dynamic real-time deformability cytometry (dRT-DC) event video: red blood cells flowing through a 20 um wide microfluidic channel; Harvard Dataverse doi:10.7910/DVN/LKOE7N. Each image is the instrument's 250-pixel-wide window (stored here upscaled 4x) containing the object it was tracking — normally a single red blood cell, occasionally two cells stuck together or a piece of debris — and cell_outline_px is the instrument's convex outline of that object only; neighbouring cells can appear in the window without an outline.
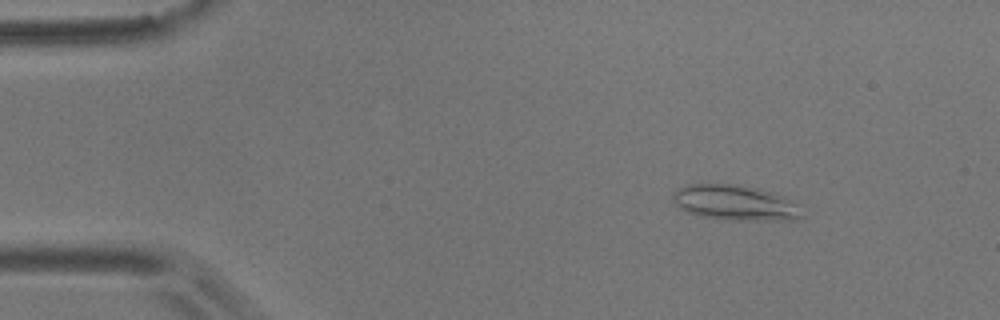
{"species": "common noctule bat (a hibernating species)", "species_latin": "Nyctalus noctula", "temperature_condition": "room temperature", "stored_images_in_passage": 14, "camera_frame_rate_fps": 3000, "um_per_image_px": 0.085, "animal": {"sex": "male", "body_mass_g": 17.9}, "frame": {"image": 1, "passage_image": 2, "time_ms": 0.333, "image_size_px": [1000, 320], "cell_outline_px": [[804, 216], [796, 220], [724, 220], [700, 216], [688, 212], [680, 208], [676, 204], [672, 196], [672, 192], [676, 188], [688, 184], [732, 184], [756, 188], [772, 192], [784, 196], [800, 204]], "centroid_in_image_um": [62.52, 17.24], "position_along_channel_um": 22.5, "area_um2": 26.93}}
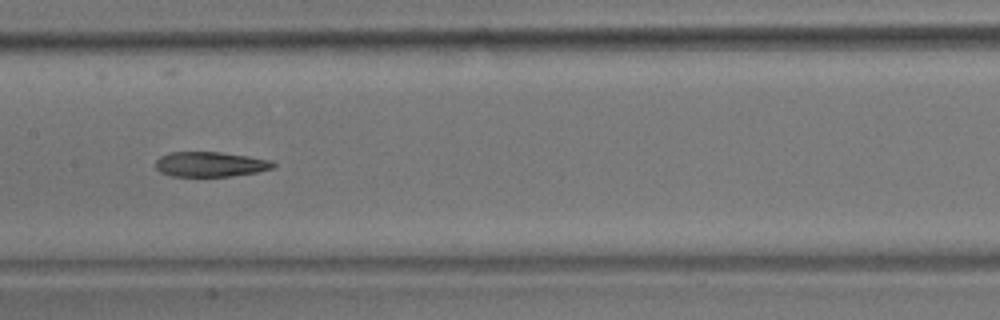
{"frame": {"image": 2, "passage_image": 7, "time_ms": 2.0, "image_size_px": [1000, 320], "cell_outline_px": [[276, 164], [272, 168], [256, 172], [232, 176], [172, 176], [160, 172], [156, 168], [156, 160], [160, 156], [168, 152], [220, 152], [248, 156], [268, 160]], "centroid_in_image_um": [17.83, 13.96], "position_along_channel_um": 189.6, "area_um2": 16.99}}
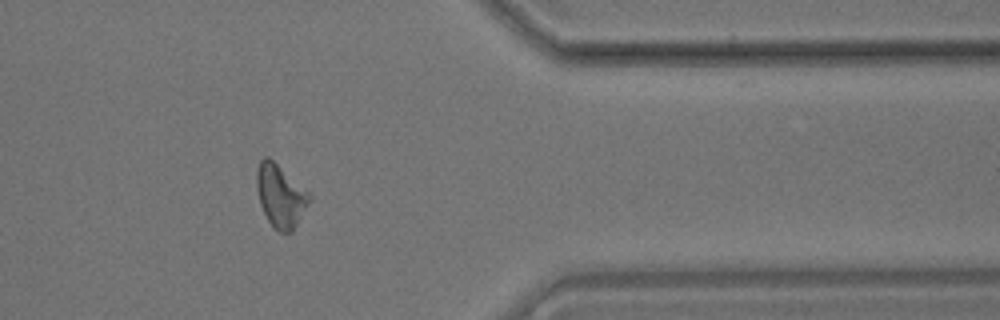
{"frame": {"image": 3, "passage_image": 12, "time_ms": 3.667, "image_size_px": [1000, 320], "cell_outline_px": [[312, 200], [292, 232], [280, 232], [268, 220], [260, 204], [256, 188], [256, 172], [260, 160], [264, 156], [268, 156], [308, 192], [312, 196]], "centroid_in_image_um": [23.84, 16.64], "position_along_channel_um": 387.6, "area_um2": 19.07}}